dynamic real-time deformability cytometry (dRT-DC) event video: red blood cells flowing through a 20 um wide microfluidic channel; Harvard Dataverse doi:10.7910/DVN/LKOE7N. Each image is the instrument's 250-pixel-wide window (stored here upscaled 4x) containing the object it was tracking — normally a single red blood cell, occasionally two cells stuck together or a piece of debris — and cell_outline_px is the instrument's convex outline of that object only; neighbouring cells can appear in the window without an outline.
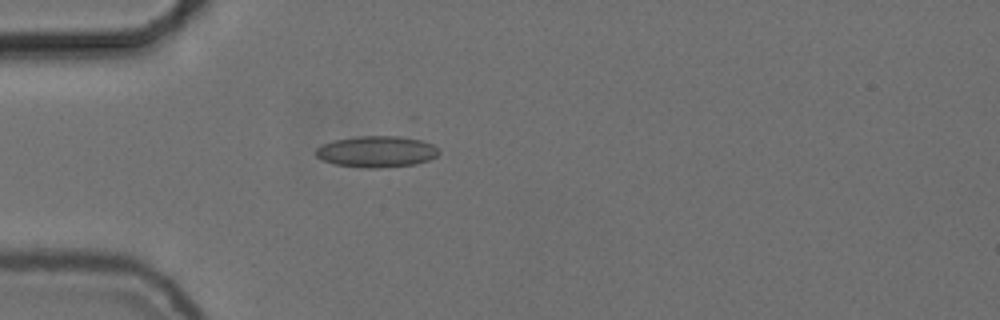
{"species": "common noctule bat (a hibernating species)", "species_latin": "Nyctalus noctula", "temperature_condition": "cold", "stored_images_in_passage": 10, "camera_frame_rate_fps": 3000, "um_per_image_px": 0.085, "animal": {"sex": "female", "body_mass_g": 24.6, "forearm_length_mm": 56.2}, "frame": {"image": 1, "passage_image": 1, "time_ms": 0.0, "image_size_px": [1000, 320], "cell_outline_px": [[440, 152], [436, 156], [428, 160], [416, 164], [380, 168], [364, 168], [336, 164], [324, 160], [316, 156], [316, 148], [324, 144], [336, 140], [356, 136], [400, 136], [420, 140], [432, 144]], "centroid_in_image_um": [32.03, 12.89], "position_along_channel_um": 53.0, "area_um2": 22.25}}
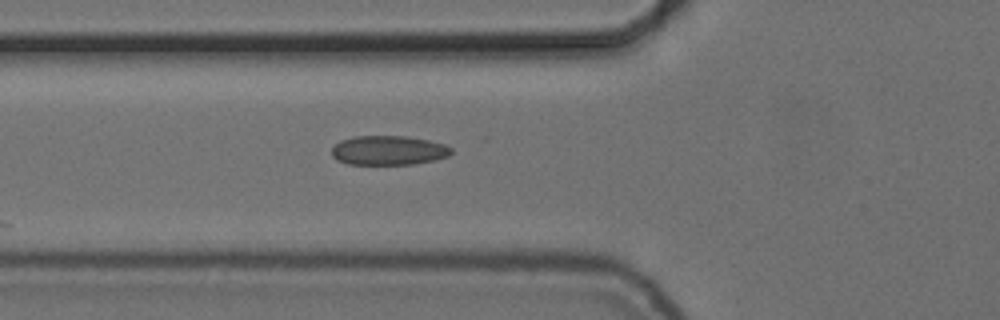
{"frame": {"image": 2, "passage_image": 5, "time_ms": 1.333, "image_size_px": [1000, 320], "cell_outline_px": [[452, 152], [448, 156], [436, 160], [412, 164], [348, 164], [336, 160], [332, 156], [332, 148], [340, 140], [356, 136], [408, 136], [428, 140], [444, 144], [452, 148]], "centroid_in_image_um": [33.02, 12.78], "position_along_channel_um": 92.8, "area_um2": 20.52}}
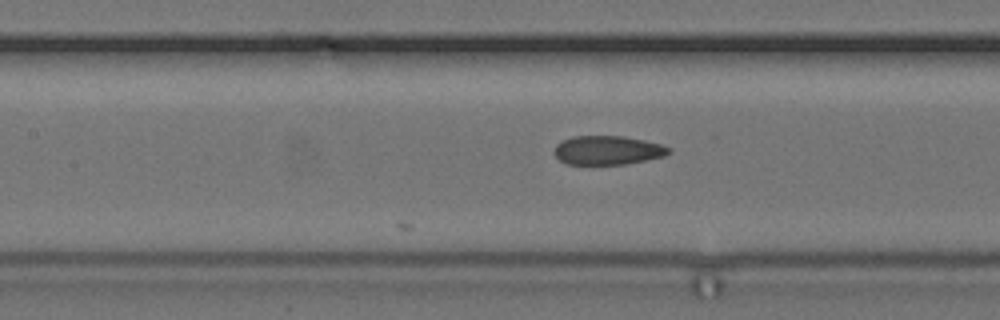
{"frame": {"image": 3, "passage_image": 10, "time_ms": 3.0, "image_size_px": [1000, 320], "cell_outline_px": [[672, 152], [664, 156], [628, 164], [592, 168], [568, 164], [560, 160], [552, 152], [556, 144], [572, 136], [624, 136], [644, 140], [660, 144], [672, 148]], "centroid_in_image_um": [51.62, 12.82], "position_along_channel_um": 155.8, "area_um2": 20.29}}